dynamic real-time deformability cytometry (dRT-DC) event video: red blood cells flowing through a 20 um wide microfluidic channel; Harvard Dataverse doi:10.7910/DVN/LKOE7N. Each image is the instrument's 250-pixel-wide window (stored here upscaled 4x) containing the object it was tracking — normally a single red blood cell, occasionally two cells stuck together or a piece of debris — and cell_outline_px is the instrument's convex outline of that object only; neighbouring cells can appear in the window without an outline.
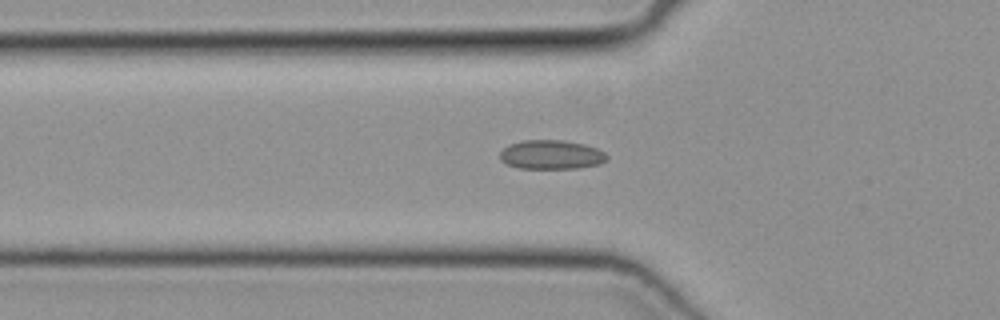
{"species": "common noctule bat (a hibernating species)", "species_latin": "Nyctalus noctula", "temperature_condition": "cold", "stored_images_in_passage": 48, "camera_frame_rate_fps": 3000, "um_per_image_px": 0.085, "animal": {"sex": "female", "body_mass_g": 19.3, "forearm_length_mm": 54.1}, "frame": {"image": 1, "passage_image": 17, "time_ms": 5.333, "image_size_px": [1000, 320], "cell_outline_px": [[608, 160], [600, 164], [576, 168], [520, 168], [508, 164], [500, 160], [500, 152], [508, 144], [524, 140], [564, 140], [584, 144], [596, 148], [604, 152], [608, 156]], "centroid_in_image_um": [46.87, 13.14], "position_along_channel_um": 78.9, "area_um2": 18.15}}
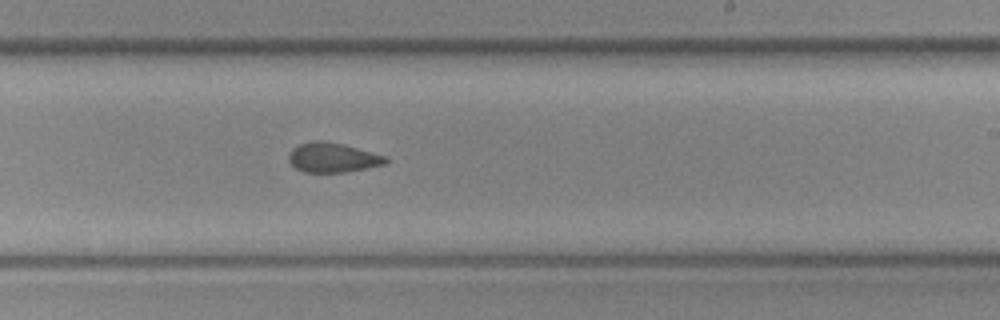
{"frame": {"image": 2, "passage_image": 30, "time_ms": 9.667, "image_size_px": [1000, 320], "cell_outline_px": [[388, 164], [368, 168], [344, 172], [304, 172], [296, 168], [288, 160], [288, 156], [292, 148], [300, 144], [312, 140], [320, 140], [344, 144], [388, 156]], "centroid_in_image_um": [28.32, 13.39], "position_along_channel_um": 260.7, "area_um2": 16.94}}
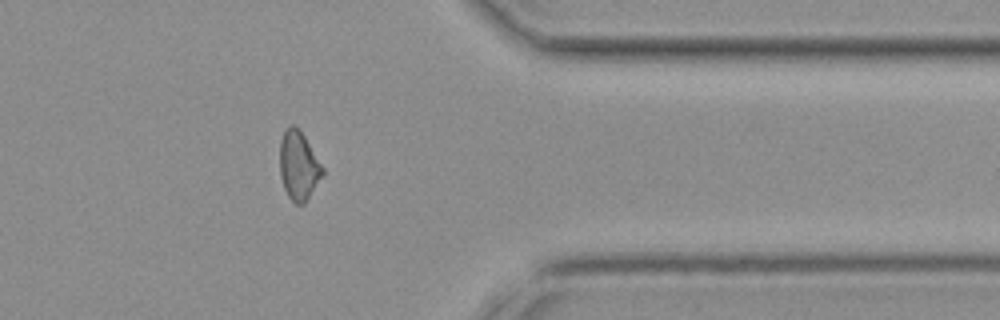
{"frame": {"image": 3, "passage_image": 40, "time_ms": 13.0, "image_size_px": [1000, 320], "cell_outline_px": [[324, 176], [304, 204], [296, 204], [288, 196], [284, 188], [280, 176], [280, 140], [284, 128], [288, 124], [292, 124], [304, 136], [324, 168]], "centroid_in_image_um": [25.38, 14.08], "position_along_channel_um": 386.0, "area_um2": 17.28}}